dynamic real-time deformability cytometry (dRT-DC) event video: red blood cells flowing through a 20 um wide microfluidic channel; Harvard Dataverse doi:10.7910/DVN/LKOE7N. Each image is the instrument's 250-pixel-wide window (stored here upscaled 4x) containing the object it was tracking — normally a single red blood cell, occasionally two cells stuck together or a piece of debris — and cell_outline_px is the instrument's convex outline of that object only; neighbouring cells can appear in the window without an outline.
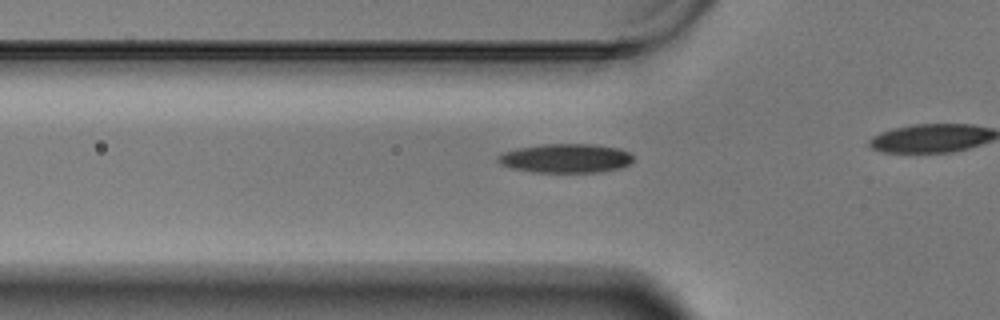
{"species": "Egyptian fruit bat (a non-hibernating species)", "species_latin": "Rousettus aegyptiacus", "temperature_condition": "warm", "stored_images_in_passage": 16, "camera_frame_rate_fps": 3000, "um_per_image_px": 0.085, "animal": {"sex": "male"}, "frame": {"image": 1, "passage_image": 10, "time_ms": 3.0, "image_size_px": [1000, 320], "cell_outline_px": [[632, 160], [628, 164], [620, 168], [600, 172], [532, 172], [512, 168], [500, 164], [496, 160], [496, 156], [504, 152], [520, 148], [544, 144], [592, 144], [620, 148], [628, 152], [632, 156]], "centroid_in_image_um": [48.07, 13.45], "position_along_channel_um": 77.7, "area_um2": 22.83}}
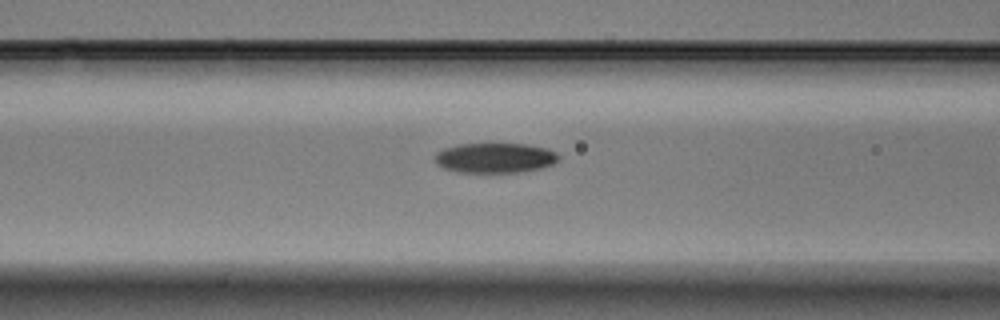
{"frame": {"image": 2, "passage_image": 14, "time_ms": 4.333, "image_size_px": [1000, 320], "cell_outline_px": [[560, 160], [552, 164], [540, 168], [524, 172], [456, 172], [444, 168], [436, 164], [436, 152], [444, 148], [456, 144], [524, 144], [548, 148], [556, 152], [560, 156]], "centroid_in_image_um": [42.09, 13.42], "position_along_channel_um": 124.5, "area_um2": 21.73}}